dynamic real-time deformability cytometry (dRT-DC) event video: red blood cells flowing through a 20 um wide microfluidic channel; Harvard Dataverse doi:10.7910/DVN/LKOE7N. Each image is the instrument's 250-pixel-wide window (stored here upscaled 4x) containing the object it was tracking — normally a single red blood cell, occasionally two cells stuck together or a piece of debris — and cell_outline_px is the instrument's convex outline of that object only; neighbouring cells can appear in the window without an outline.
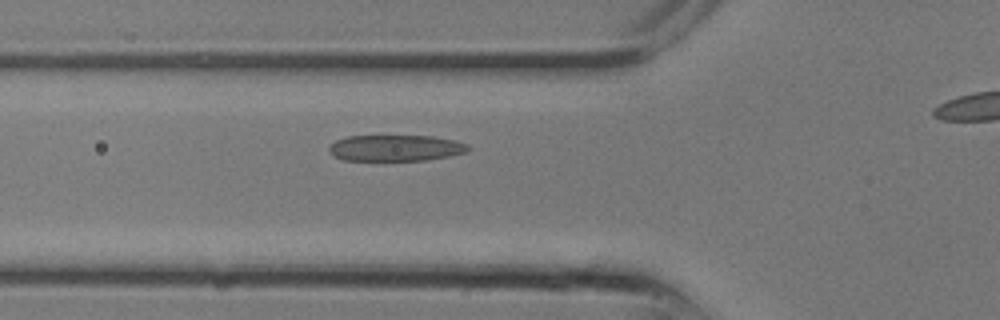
{"species": "common noctule bat (a hibernating species)", "species_latin": "Nyctalus noctula", "temperature_condition": "room temperature", "stored_images_in_passage": 7, "camera_frame_rate_fps": 3000, "um_per_image_px": 0.085, "animal": {"sex": "male", "body_mass_g": 13.3}, "frame": {"image": 1, "passage_image": 2, "time_ms": 0.333, "image_size_px": [1000, 320], "cell_outline_px": [[472, 148], [464, 152], [448, 156], [428, 160], [344, 160], [328, 152], [328, 148], [336, 140], [348, 136], [432, 136], [456, 140], [468, 144]], "centroid_in_image_um": [33.65, 12.57], "position_along_channel_um": 92.2, "area_um2": 21.15}}
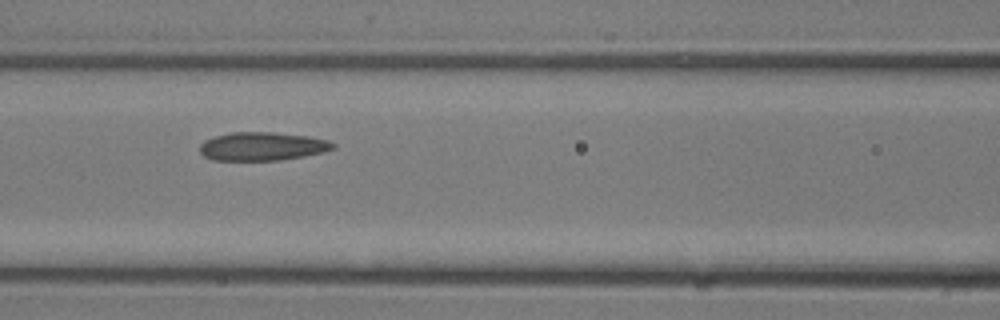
{"frame": {"image": 2, "passage_image": 4, "time_ms": 1.0, "image_size_px": [1000, 320], "cell_outline_px": [[336, 148], [324, 152], [304, 156], [280, 160], [212, 160], [204, 156], [200, 152], [200, 144], [204, 140], [216, 136], [232, 132], [272, 132], [308, 136], [328, 140], [336, 144]], "centroid_in_image_um": [22.31, 12.44], "position_along_channel_um": 144.3, "area_um2": 22.14}}
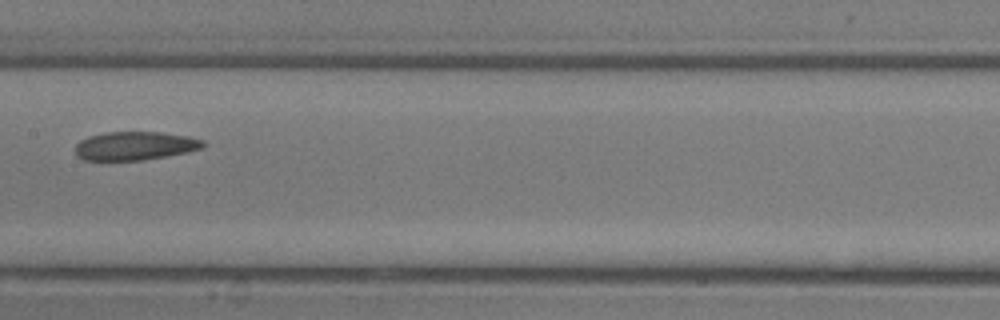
{"frame": {"image": 3, "passage_image": 6, "time_ms": 1.667, "image_size_px": [1000, 320], "cell_outline_px": [[208, 144], [204, 148], [188, 152], [144, 160], [84, 160], [76, 156], [76, 144], [80, 140], [88, 136], [104, 132], [160, 132], [188, 136], [204, 140]], "centroid_in_image_um": [11.51, 12.39], "position_along_channel_um": 195.9, "area_um2": 21.5}}